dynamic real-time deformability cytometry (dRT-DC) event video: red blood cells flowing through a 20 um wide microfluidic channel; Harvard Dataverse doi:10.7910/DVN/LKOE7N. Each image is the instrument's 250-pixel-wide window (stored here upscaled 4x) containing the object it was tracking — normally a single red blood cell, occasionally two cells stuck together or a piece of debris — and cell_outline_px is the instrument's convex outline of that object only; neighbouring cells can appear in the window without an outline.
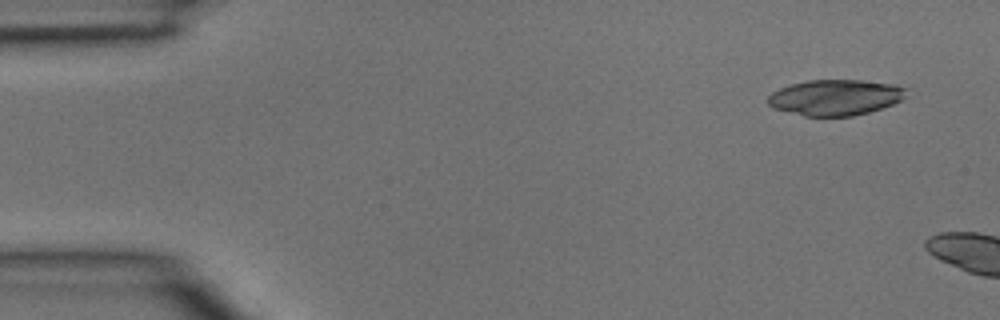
{"species": "common noctule bat (a hibernating species)", "species_latin": "Nyctalus noctula", "temperature_condition": "room temperature", "stored_images_in_passage": 4, "segment_of_instrument_passage": [2, 2], "camera_frame_rate_fps": 3000, "um_per_image_px": 0.085, "animal": {"sex": "male", "body_mass_g": 15.6}, "frame": {"image": 1, "passage_image": 4, "time_ms": 1.0, "image_size_px": [1000, 320], "cell_outline_px": [[908, 88], [904, 96], [900, 100], [892, 104], [868, 112], [852, 116], [804, 116], [772, 108], [768, 104], [768, 96], [772, 92], [780, 88], [792, 84], [808, 80], [864, 80], [896, 84]], "centroid_in_image_um": [71.0, 8.27], "position_along_channel_um": 14.0, "area_um2": 28.84}}